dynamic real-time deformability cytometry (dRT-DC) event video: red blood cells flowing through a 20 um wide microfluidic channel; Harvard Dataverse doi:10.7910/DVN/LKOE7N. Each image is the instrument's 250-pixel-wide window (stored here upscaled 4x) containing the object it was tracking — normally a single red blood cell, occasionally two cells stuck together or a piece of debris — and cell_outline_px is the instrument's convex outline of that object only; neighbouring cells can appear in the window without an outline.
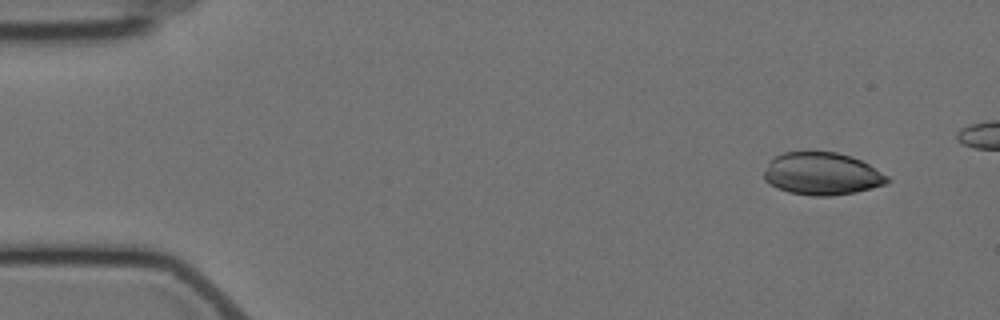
{"species": "Egyptian fruit bat (a non-hibernating species)", "species_latin": "Rousettus aegyptiacus", "temperature_condition": "cold", "stored_images_in_passage": 10, "segment_of_instrument_passage": [1, 2], "camera_frame_rate_fps": 3000, "um_per_image_px": 0.085, "animal": {"sex": "female"}, "frame": {"image": 1, "passage_image": 1, "time_ms": 0.0, "image_size_px": [1000, 320], "cell_outline_px": [[892, 180], [884, 184], [856, 192], [832, 196], [812, 196], [788, 192], [776, 188], [764, 180], [764, 172], [772, 156], [784, 152], [836, 152], [852, 156], [868, 164], [888, 176]], "centroid_in_image_um": [69.84, 14.77], "position_along_channel_um": 15.2, "area_um2": 30.63}}
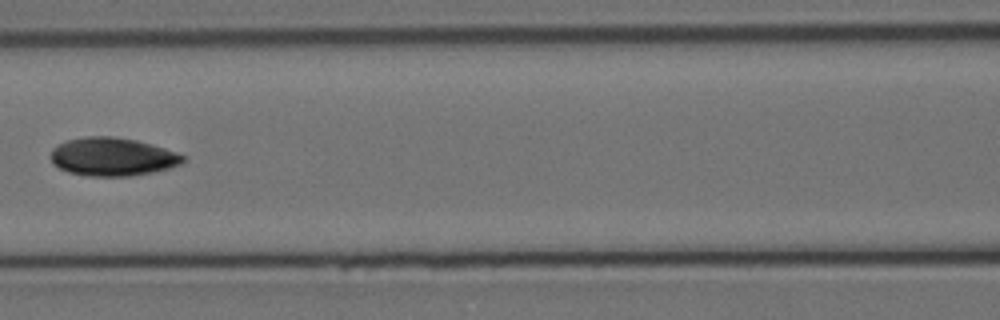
{"frame": {"image": 2, "passage_image": 7, "time_ms": 7.0, "image_size_px": [1000, 320], "cell_outline_px": [[188, 160], [180, 164], [168, 168], [152, 172], [128, 176], [88, 176], [68, 172], [52, 164], [52, 148], [68, 140], [88, 136], [112, 136], [136, 140], [152, 144], [176, 152], [184, 156]], "centroid_in_image_um": [9.58, 13.32], "position_along_channel_um": 157.0, "area_um2": 29.36}}
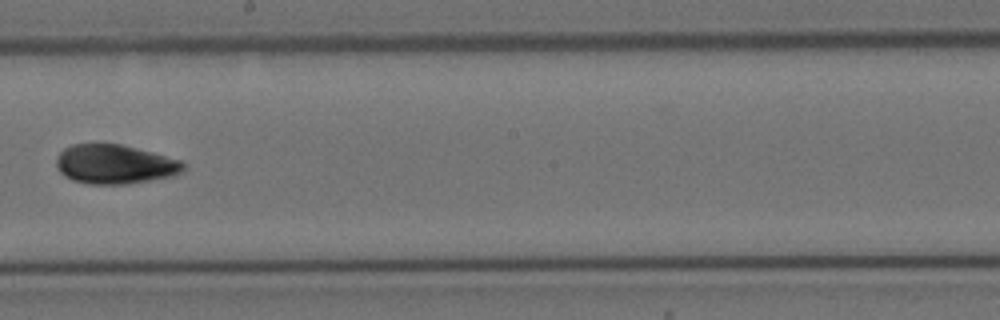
{"frame": {"image": 3, "passage_image": 9, "time_ms": 9.333, "image_size_px": [1000, 320], "cell_outline_px": [[184, 172], [172, 176], [152, 180], [128, 184], [88, 184], [72, 180], [64, 176], [56, 168], [56, 156], [64, 148], [72, 144], [120, 144], [152, 152], [180, 160], [184, 164]], "centroid_in_image_um": [9.74, 13.97], "position_along_channel_um": 238.5, "area_um2": 29.19}}